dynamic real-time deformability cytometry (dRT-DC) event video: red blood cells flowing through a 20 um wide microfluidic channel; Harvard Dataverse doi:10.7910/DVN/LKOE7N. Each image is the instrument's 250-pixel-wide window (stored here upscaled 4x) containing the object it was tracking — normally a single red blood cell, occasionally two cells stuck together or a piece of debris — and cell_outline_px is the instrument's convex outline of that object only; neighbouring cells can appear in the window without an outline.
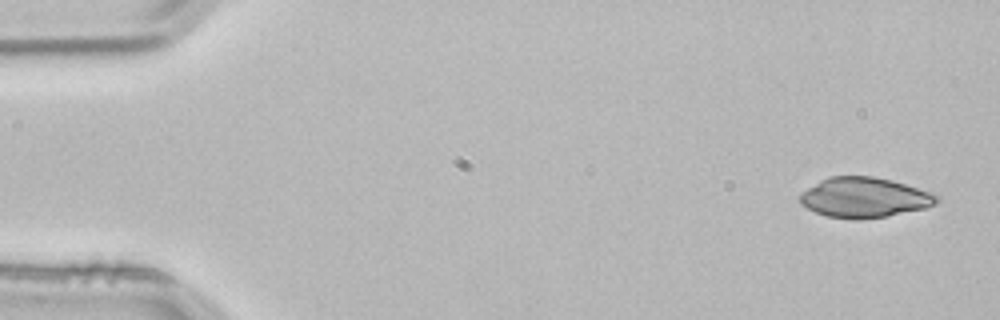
{"species": "common noctule bat (a hibernating species)", "species_latin": "Nyctalus noctula", "temperature_condition": "room temperature", "stored_images_in_passage": 4, "camera_frame_rate_fps": 3000, "um_per_image_px": 0.085, "animal": {"sex": "male", "body_mass_g": 21.5, "forearm_length_mm": 52.0}, "frame": {"image": 1, "passage_image": 1, "time_ms": 0.0, "image_size_px": [1000, 320], "cell_outline_px": [[940, 200], [936, 204], [924, 208], [888, 216], [860, 220], [856, 220], [828, 216], [816, 212], [800, 204], [800, 192], [820, 180], [828, 176], [872, 176], [892, 180], [940, 196]], "centroid_in_image_um": [73.44, 16.79], "position_along_channel_um": 11.6, "area_um2": 31.96}}